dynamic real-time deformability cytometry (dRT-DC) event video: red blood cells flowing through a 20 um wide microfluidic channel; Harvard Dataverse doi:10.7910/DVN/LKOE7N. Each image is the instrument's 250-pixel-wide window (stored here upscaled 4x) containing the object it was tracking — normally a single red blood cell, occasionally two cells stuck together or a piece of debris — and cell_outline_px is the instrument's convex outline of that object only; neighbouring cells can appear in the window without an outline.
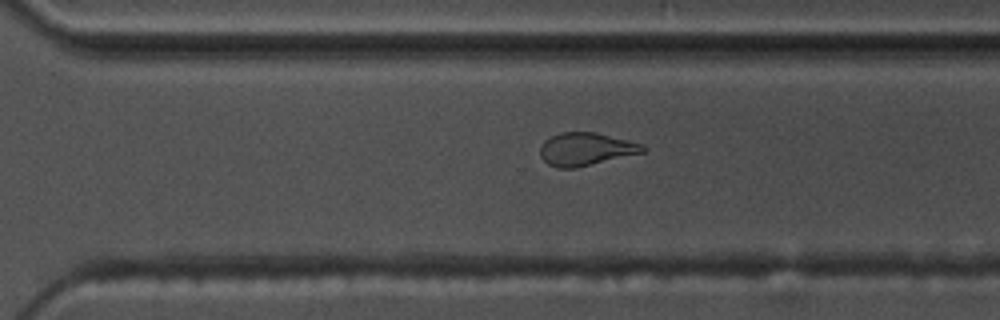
{"species": "common noctule bat (a hibernating species)", "species_latin": "Nyctalus noctula", "temperature_condition": "warm", "stored_images_in_passage": 42, "camera_frame_rate_fps": 3000, "um_per_image_px": 0.085, "animal": {"sex": "male", "body_mass_g": 17.5, "forearm_length_mm": 52.3}, "frame": {"image": 1, "passage_image": 36, "time_ms": 11.667, "image_size_px": [1000, 320], "cell_outline_px": [[648, 148], [644, 152], [576, 168], [556, 168], [548, 164], [540, 156], [540, 144], [544, 140], [560, 132], [596, 132], [628, 140], [640, 144]], "centroid_in_image_um": [49.77, 12.67], "position_along_channel_um": 320.8, "area_um2": 19.71}}